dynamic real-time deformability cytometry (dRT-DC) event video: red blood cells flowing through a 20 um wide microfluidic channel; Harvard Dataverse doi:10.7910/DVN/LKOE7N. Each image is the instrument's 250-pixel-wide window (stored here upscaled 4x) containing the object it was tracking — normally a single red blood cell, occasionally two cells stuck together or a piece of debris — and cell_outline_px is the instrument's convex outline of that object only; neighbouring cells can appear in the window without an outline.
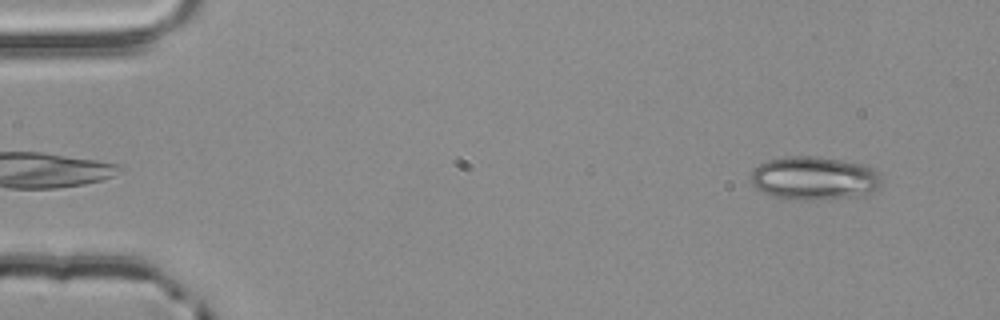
{"species": "common noctule bat (a hibernating species)", "species_latin": "Nyctalus noctula", "temperature_condition": "room temperature", "stored_images_in_passage": 53, "camera_frame_rate_fps": 3000, "um_per_image_px": 0.085, "animal": {"sex": "male", "body_mass_g": 20.4}, "frame": {"image": 1, "passage_image": 3, "time_ms": 0.667, "image_size_px": [1000, 320], "cell_outline_px": [[884, 184], [868, 192], [856, 196], [808, 200], [804, 200], [776, 196], [764, 192], [756, 188], [752, 184], [748, 176], [752, 168], [768, 160], [788, 156], [816, 156], [864, 164], [876, 168]], "centroid_in_image_um": [69.2, 15.12], "position_along_channel_um": 15.8, "area_um2": 33.06}}
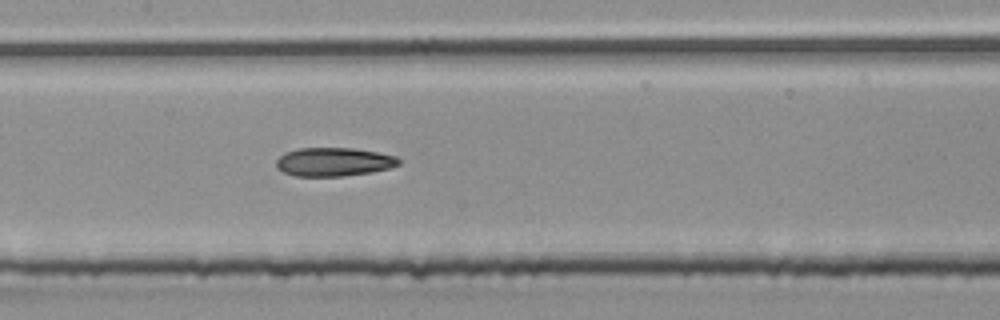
{"frame": {"image": 2, "passage_image": 25, "time_ms": 8.0, "image_size_px": [1000, 320], "cell_outline_px": [[400, 164], [388, 168], [372, 172], [344, 176], [296, 176], [284, 172], [276, 168], [276, 160], [284, 152], [300, 148], [352, 148], [376, 152], [396, 156], [400, 160]], "centroid_in_image_um": [28.35, 13.76], "position_along_channel_um": 179.1, "area_um2": 20.4}}
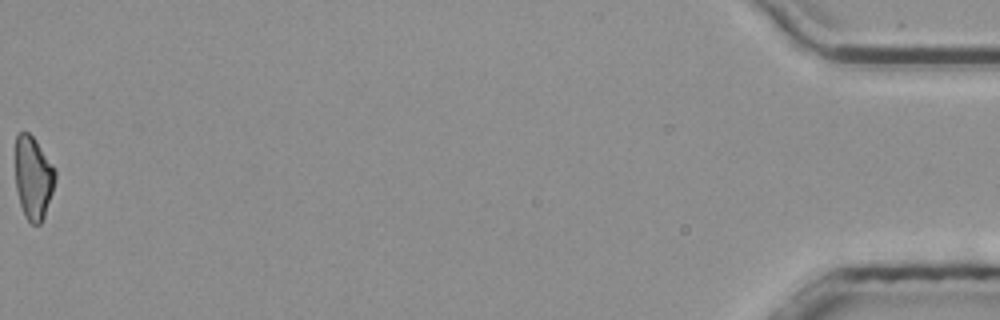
{"frame": {"image": 3, "passage_image": 53, "time_ms": 17.333, "image_size_px": [1000, 320], "cell_outline_px": [[56, 180], [44, 216], [40, 224], [32, 224], [24, 216], [20, 204], [16, 188], [16, 136], [20, 132], [28, 132], [32, 136], [56, 168]], "centroid_in_image_um": [2.84, 15.12], "position_along_channel_um": 432.4, "area_um2": 19.19}, "authors_computed_cell_mechanics": {"area_um2": 20.7502, "velocity_mm_per_s": 3.8702, "shape_relaxation_time_tau1_ms": 6.4846, "shape_relaxation_time_tau2_ms": 3.6387, "deformation_change_tau1": 0.1502, "deformation_change_tau2": 0.1236}}